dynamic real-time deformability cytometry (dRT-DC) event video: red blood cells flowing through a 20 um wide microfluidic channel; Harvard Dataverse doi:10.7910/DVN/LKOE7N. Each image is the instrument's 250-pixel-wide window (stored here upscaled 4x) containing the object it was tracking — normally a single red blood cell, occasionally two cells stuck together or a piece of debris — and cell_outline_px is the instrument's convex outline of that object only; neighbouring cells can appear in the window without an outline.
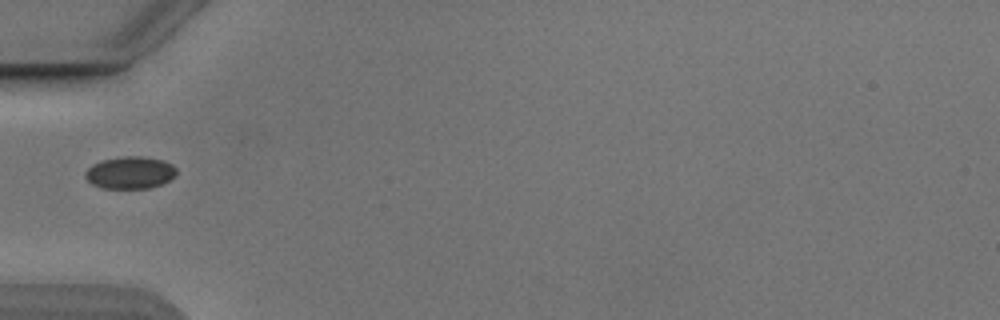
{"species": "Egyptian fruit bat (a non-hibernating species)", "species_latin": "Rousettus aegyptiacus", "temperature_condition": "cold", "stored_images_in_passage": 6, "camera_frame_rate_fps": 3000, "um_per_image_px": 0.085, "animal": {"sex": "male"}, "frame": {"image": 1, "passage_image": 1, "time_ms": 0.0, "image_size_px": [1000, 320], "cell_outline_px": [[176, 176], [160, 184], [148, 188], [104, 188], [92, 184], [84, 176], [84, 172], [92, 164], [100, 160], [124, 156], [140, 156], [164, 160], [172, 164], [176, 168]], "centroid_in_image_um": [11.04, 14.66], "position_along_channel_um": 74.0, "area_um2": 17.17}}